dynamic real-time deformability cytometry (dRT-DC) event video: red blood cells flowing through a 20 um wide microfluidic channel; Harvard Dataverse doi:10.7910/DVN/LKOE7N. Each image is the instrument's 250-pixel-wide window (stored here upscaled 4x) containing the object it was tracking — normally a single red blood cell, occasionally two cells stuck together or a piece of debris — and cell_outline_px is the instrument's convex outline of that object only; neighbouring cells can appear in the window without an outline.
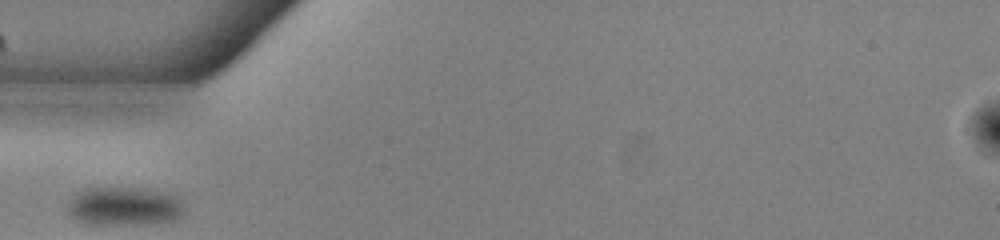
{"species": "common noctule bat (a hibernating species)", "species_latin": "Nyctalus noctula", "temperature_condition": "warm", "stored_images_in_passage": 25, "camera_frame_rate_fps": 3000, "um_per_image_px": 0.085, "animal": {"sex": "male", "body_mass_g": 13.0, "forearm_length_mm": 53.1}, "frame": {"image": 1, "passage_image": 1, "time_ms": 0.0, "image_size_px": [1000, 240], "cell_outline_px": [[180, 216], [172, 220], [156, 224], [88, 224], [76, 220], [68, 212], [68, 204], [72, 196], [76, 192], [84, 188], [152, 188], [168, 192], [180, 196]], "centroid_in_image_um": [10.54, 17.52], "position_along_channel_um": 74.5, "area_um2": 26.53}}
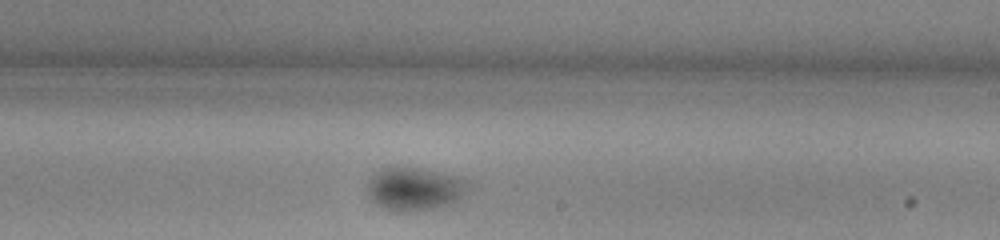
{"frame": {"image": 2, "passage_image": 15, "time_ms": 4.667, "image_size_px": [1000, 240], "cell_outline_px": [[464, 188], [460, 196], [456, 200], [448, 204], [436, 208], [404, 212], [396, 212], [384, 208], [376, 204], [368, 196], [368, 176], [384, 168], [420, 168], [452, 176], [464, 180]], "centroid_in_image_um": [35.1, 16.07], "position_along_channel_um": 253.9, "area_um2": 24.51}}
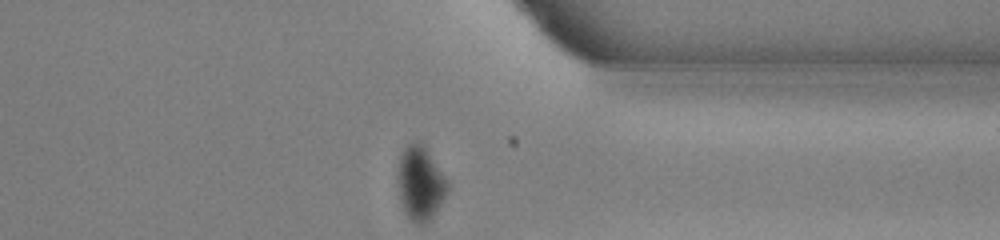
{"frame": {"image": 3, "passage_image": 25, "time_ms": 8.0, "image_size_px": [1000, 240], "cell_outline_px": [[448, 192], [436, 212], [424, 224], [416, 224], [404, 212], [400, 200], [396, 180], [396, 176], [400, 156], [404, 148], [412, 140], [420, 140], [424, 144], [448, 180]], "centroid_in_image_um": [35.71, 15.53], "position_along_channel_um": 375.7, "area_um2": 21.91}}